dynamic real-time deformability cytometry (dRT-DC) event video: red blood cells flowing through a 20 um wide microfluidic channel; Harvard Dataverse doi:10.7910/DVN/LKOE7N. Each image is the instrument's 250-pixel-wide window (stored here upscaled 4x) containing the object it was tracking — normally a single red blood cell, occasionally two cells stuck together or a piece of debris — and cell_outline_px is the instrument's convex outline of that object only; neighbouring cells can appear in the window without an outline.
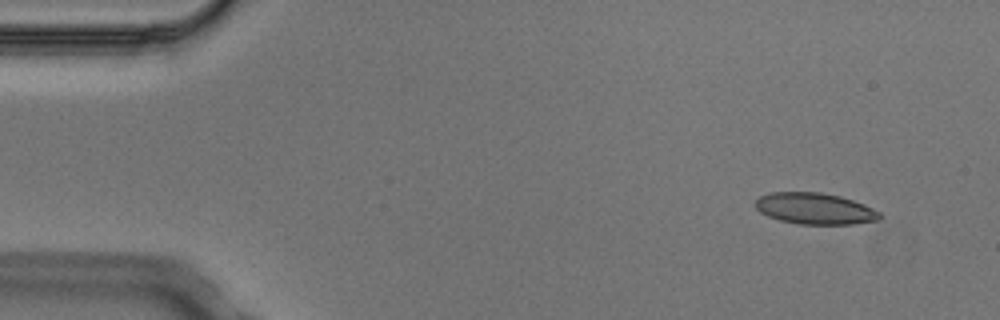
{"species": "Egyptian fruit bat (a non-hibernating species)", "species_latin": "Rousettus aegyptiacus", "temperature_condition": "cold", "stored_images_in_passage": 5, "camera_frame_rate_fps": 3000, "um_per_image_px": 0.085, "animal": {"sex": "male"}, "frame": {"image": 1, "passage_image": 1, "time_ms": 0.0, "image_size_px": [1000, 320], "cell_outline_px": [[880, 220], [852, 224], [800, 224], [780, 220], [768, 216], [760, 212], [752, 204], [760, 196], [772, 192], [820, 192], [840, 196], [864, 204], [880, 212]], "centroid_in_image_um": [69.24, 17.73], "position_along_channel_um": 15.8, "area_um2": 22.72}}
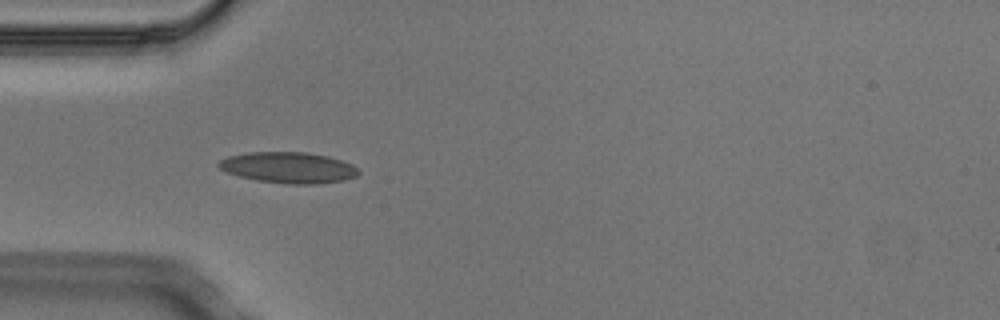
{"frame": {"image": 2, "passage_image": 4, "time_ms": 1.0, "image_size_px": [1000, 320], "cell_outline_px": [[360, 172], [356, 176], [344, 180], [316, 184], [292, 184], [256, 180], [240, 176], [228, 172], [220, 168], [216, 164], [220, 160], [228, 156], [248, 152], [304, 152], [328, 156], [352, 164]], "centroid_in_image_um": [24.52, 14.24], "position_along_channel_um": 60.5, "area_um2": 25.09}}
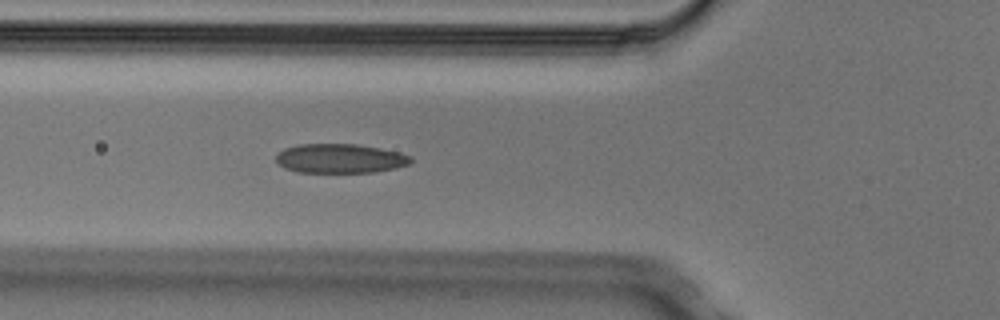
{"frame": {"image": 3, "passage_image": 5, "time_ms": 1.333, "image_size_px": [1000, 320], "cell_outline_px": [[412, 160], [408, 164], [376, 172], [296, 172], [284, 168], [276, 160], [276, 156], [284, 148], [296, 144], [356, 144], [380, 148], [400, 152], [412, 156]], "centroid_in_image_um": [28.89, 13.46], "position_along_channel_um": 96.9, "area_um2": 22.95}}